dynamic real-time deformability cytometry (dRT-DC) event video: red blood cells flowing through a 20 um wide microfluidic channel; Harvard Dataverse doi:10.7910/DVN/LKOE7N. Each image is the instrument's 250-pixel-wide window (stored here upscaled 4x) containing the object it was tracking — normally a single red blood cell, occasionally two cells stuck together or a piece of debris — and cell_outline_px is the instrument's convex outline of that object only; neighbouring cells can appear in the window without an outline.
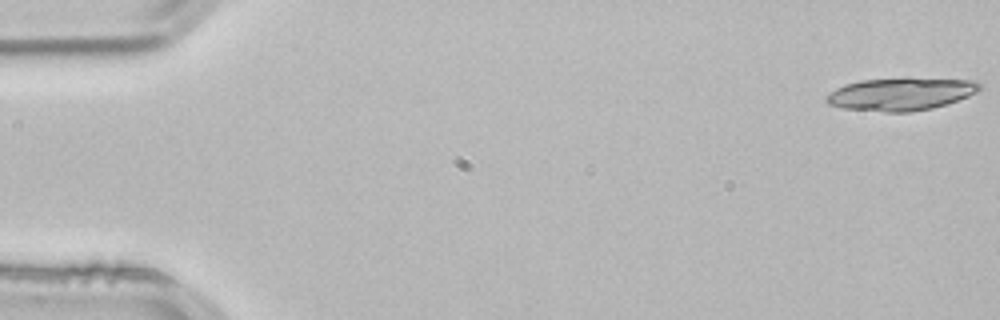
{"species": "common noctule bat (a hibernating species)", "species_latin": "Nyctalus noctula", "temperature_condition": "room temperature", "stored_images_in_passage": 18, "camera_frame_rate_fps": 3000, "um_per_image_px": 0.085, "animal": {"sex": "male", "body_mass_g": 21.5, "forearm_length_mm": 52.0}, "frame": {"image": 1, "passage_image": 1, "time_ms": 0.0, "image_size_px": [1000, 320], "cell_outline_px": [[980, 88], [976, 92], [968, 96], [932, 108], [908, 112], [884, 112], [844, 108], [828, 104], [824, 100], [824, 96], [836, 88], [844, 84], [860, 80], [904, 76], [908, 76], [976, 80], [980, 84]], "centroid_in_image_um": [76.55, 7.95], "position_along_channel_um": 8.5, "area_um2": 29.94}}